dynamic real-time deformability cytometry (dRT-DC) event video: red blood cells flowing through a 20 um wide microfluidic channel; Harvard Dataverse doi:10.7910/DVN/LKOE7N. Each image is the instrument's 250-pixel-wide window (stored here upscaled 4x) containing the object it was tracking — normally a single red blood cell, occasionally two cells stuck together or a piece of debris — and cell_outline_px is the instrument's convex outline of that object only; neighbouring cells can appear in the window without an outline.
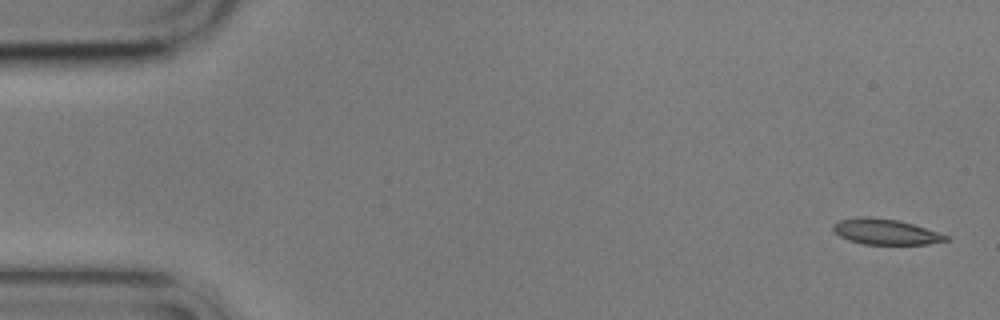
{"species": "common noctule bat (a hibernating species)", "species_latin": "Nyctalus noctula", "temperature_condition": "cold", "stored_images_in_passage": 5, "camera_frame_rate_fps": 3000, "um_per_image_px": 0.085, "animal": {"sex": "male", "body_mass_g": 17.9}, "frame": {"image": 1, "passage_image": 1, "time_ms": 0.0, "image_size_px": [1000, 320], "cell_outline_px": [[948, 240], [928, 244], [864, 244], [848, 240], [840, 236], [832, 228], [832, 224], [840, 220], [856, 216], [872, 216], [896, 220], [912, 224], [948, 236]], "centroid_in_image_um": [75.2, 19.69], "position_along_channel_um": 9.8, "area_um2": 16.65}}
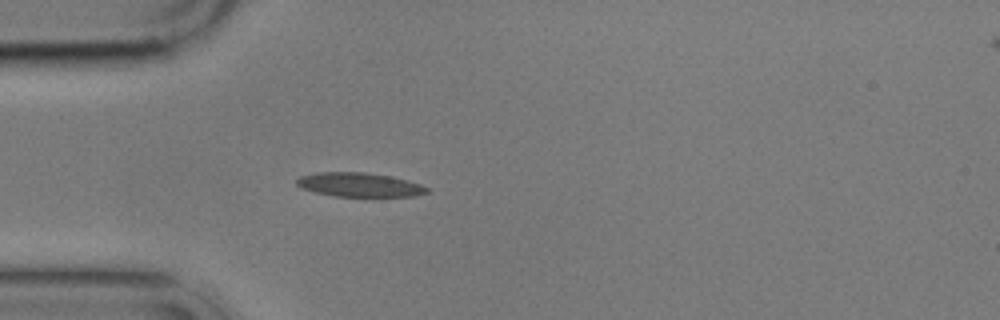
{"frame": {"image": 2, "passage_image": 5, "time_ms": 4.667, "image_size_px": [1000, 320], "cell_outline_px": [[428, 192], [416, 196], [336, 196], [316, 192], [300, 188], [296, 184], [296, 180], [300, 176], [316, 172], [364, 172], [388, 176], [408, 180], [420, 184], [428, 188]], "centroid_in_image_um": [30.52, 15.7], "position_along_channel_um": 54.5, "area_um2": 18.15}}